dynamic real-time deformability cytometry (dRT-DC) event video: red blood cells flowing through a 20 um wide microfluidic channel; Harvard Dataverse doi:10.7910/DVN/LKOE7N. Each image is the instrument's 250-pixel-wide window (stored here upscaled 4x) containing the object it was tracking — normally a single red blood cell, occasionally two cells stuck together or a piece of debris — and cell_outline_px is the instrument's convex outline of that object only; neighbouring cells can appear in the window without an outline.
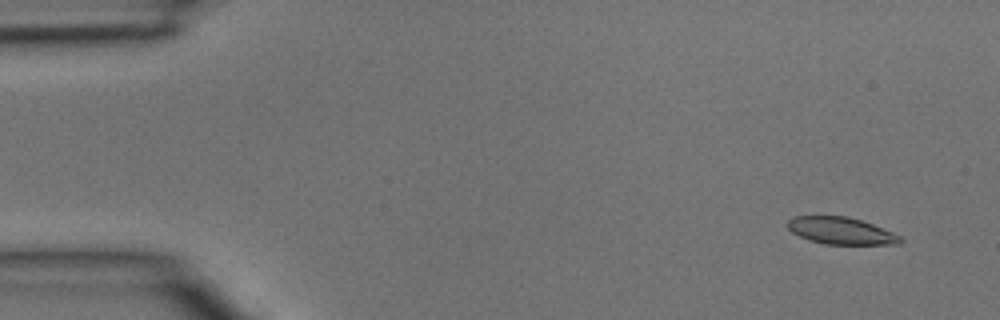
{"species": "common noctule bat (a hibernating species)", "species_latin": "Nyctalus noctula", "temperature_condition": "room temperature", "stored_images_in_passage": 5, "camera_frame_rate_fps": 3000, "um_per_image_px": 0.085, "animal": {"sex": "male", "body_mass_g": 15.6}, "frame": {"image": 1, "passage_image": 1, "time_ms": 0.0, "image_size_px": [1000, 320], "cell_outline_px": [[904, 240], [900, 244], [824, 244], [808, 240], [792, 232], [788, 228], [788, 220], [792, 216], [848, 216], [872, 224], [892, 232], [900, 236]], "centroid_in_image_um": [71.47, 19.62], "position_along_channel_um": 13.5, "area_um2": 17.69}}
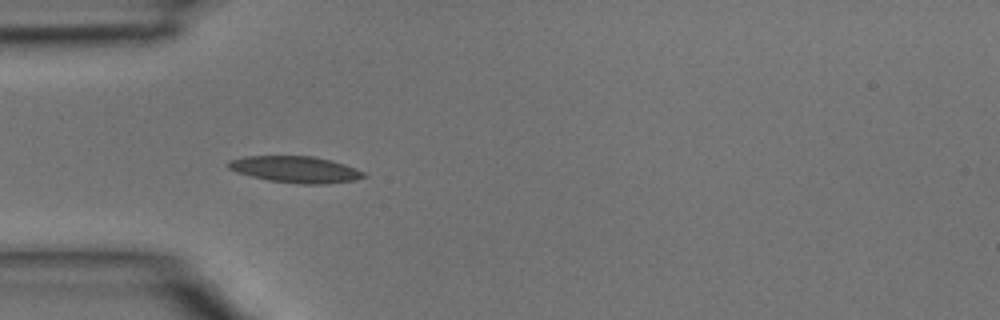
{"frame": {"image": 2, "passage_image": 4, "time_ms": 1.0, "image_size_px": [1000, 320], "cell_outline_px": [[368, 176], [356, 180], [328, 184], [300, 184], [268, 180], [236, 172], [228, 168], [228, 160], [244, 156], [316, 156], [332, 160], [344, 164], [364, 172]], "centroid_in_image_um": [25.14, 14.4], "position_along_channel_um": 59.9, "area_um2": 21.04}}